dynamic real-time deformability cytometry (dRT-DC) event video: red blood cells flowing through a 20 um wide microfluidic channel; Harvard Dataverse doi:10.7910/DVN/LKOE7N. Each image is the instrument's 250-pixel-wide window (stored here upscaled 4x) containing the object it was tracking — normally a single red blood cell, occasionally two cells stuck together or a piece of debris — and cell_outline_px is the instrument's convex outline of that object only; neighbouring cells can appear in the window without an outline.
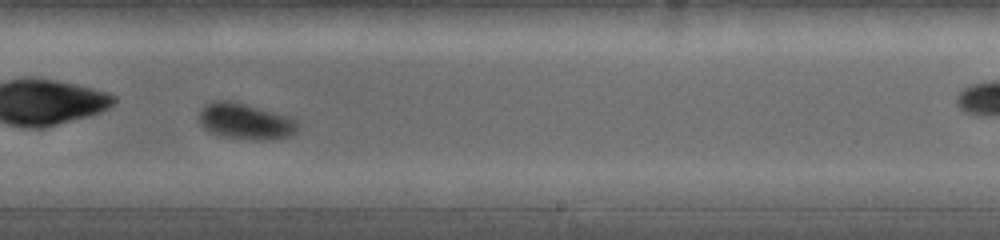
{"species": "common noctule bat (a hibernating species)", "species_latin": "Nyctalus noctula", "temperature_condition": "warm", "stored_images_in_passage": 35, "camera_frame_rate_fps": 5000, "um_per_image_px": 0.085, "animal": {"sex": "female", "body_mass_g": 19.0, "forearm_length_mm": 53.3}, "frame": {"image": 1, "passage_image": 21, "time_ms": 5.0, "image_size_px": [1000, 240], "cell_outline_px": [[296, 132], [292, 136], [272, 140], [256, 140], [220, 136], [208, 132], [200, 124], [200, 108], [212, 100], [232, 100], [292, 116], [296, 120]], "centroid_in_image_um": [20.87, 10.3], "position_along_channel_um": 268.1, "area_um2": 21.21}}